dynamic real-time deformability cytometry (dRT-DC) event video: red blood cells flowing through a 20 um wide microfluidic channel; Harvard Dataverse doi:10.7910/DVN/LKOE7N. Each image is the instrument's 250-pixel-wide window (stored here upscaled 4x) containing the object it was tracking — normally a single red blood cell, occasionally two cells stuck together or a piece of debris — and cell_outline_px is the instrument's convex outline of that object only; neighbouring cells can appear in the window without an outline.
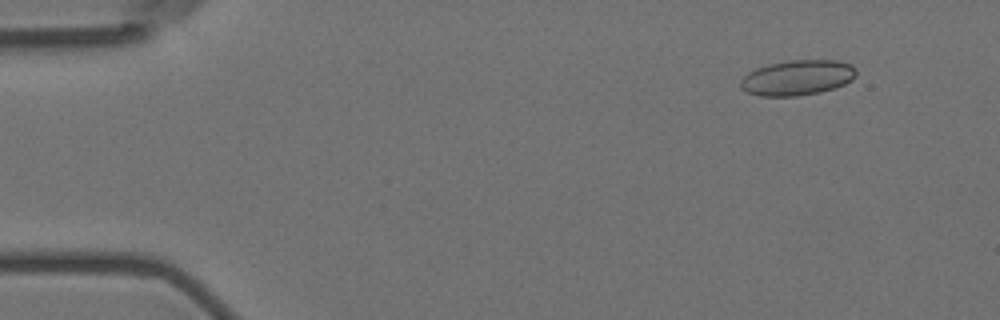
{"species": "Egyptian fruit bat (a non-hibernating species)", "species_latin": "Rousettus aegyptiacus", "temperature_condition": "room temperature", "stored_images_in_passage": 53, "camera_frame_rate_fps": 3000, "um_per_image_px": 0.085, "animal": {"sex": "female"}, "frame": {"image": 1, "passage_image": 2, "time_ms": 0.333, "image_size_px": [1000, 320], "cell_outline_px": [[856, 76], [852, 80], [844, 84], [820, 92], [796, 96], [760, 96], [748, 92], [740, 88], [740, 80], [748, 72], [756, 68], [768, 64], [788, 60], [836, 60], [852, 64], [856, 68]], "centroid_in_image_um": [67.77, 6.59], "position_along_channel_um": 17.2, "area_um2": 23.87}}
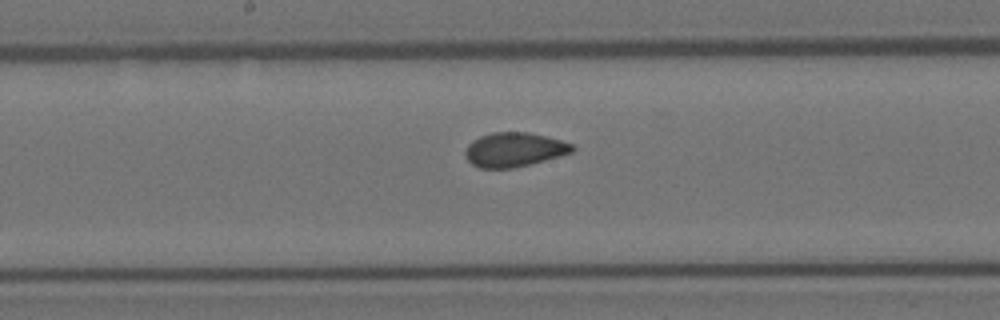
{"frame": {"image": 2, "passage_image": 26, "time_ms": 8.333, "image_size_px": [1000, 320], "cell_outline_px": [[576, 148], [572, 152], [560, 156], [512, 168], [480, 168], [472, 164], [464, 156], [464, 152], [468, 144], [472, 140], [480, 136], [492, 132], [528, 132], [560, 140], [572, 144]], "centroid_in_image_um": [43.67, 12.71], "position_along_channel_um": 204.5, "area_um2": 21.27}}
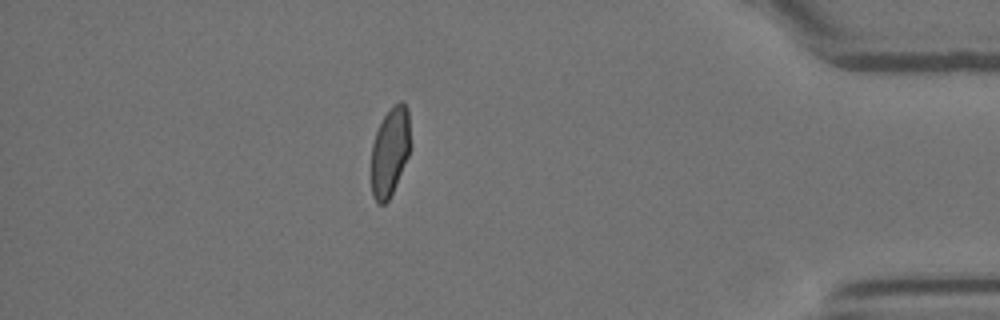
{"frame": {"image": 3, "passage_image": 46, "time_ms": 15.0, "image_size_px": [1000, 320], "cell_outline_px": [[412, 148], [392, 192], [388, 200], [384, 204], [376, 204], [372, 196], [372, 144], [376, 132], [384, 116], [392, 104], [400, 100], [408, 108]], "centroid_in_image_um": [33.17, 12.85], "position_along_channel_um": 402.0, "area_um2": 20.52}, "authors_computed_cell_mechanics": {"area_um2": 21.7328, "velocity_mm_per_s": 3.5925, "shape_relaxation_time_tau1_ms": null, "shape_relaxation_time_tau2_ms": 0.9866, "deformation_change_tau1": null, "deformation_change_tau2": 0.0427}}